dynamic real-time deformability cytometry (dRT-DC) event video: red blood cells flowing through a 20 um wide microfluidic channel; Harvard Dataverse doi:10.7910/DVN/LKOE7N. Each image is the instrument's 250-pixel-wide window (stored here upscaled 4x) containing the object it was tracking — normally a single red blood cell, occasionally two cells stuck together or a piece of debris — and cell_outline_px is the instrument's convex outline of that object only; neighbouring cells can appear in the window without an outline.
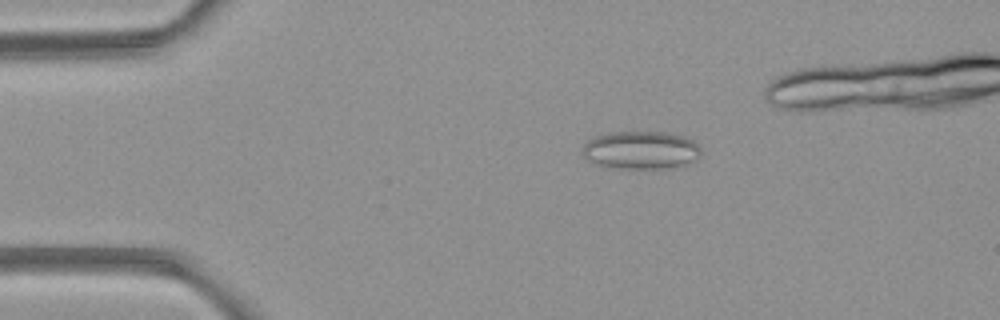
{"species": "common noctule bat (a hibernating species)", "species_latin": "Nyctalus noctula", "temperature_condition": "room temperature", "stored_images_in_passage": 5, "camera_frame_rate_fps": 3000, "um_per_image_px": 0.085, "animal": {"sex": "female", "body_mass_g": 21.9}, "frame": {"image": 1, "passage_image": 2, "time_ms": 1.0, "image_size_px": [1000, 320], "cell_outline_px": [[700, 156], [692, 160], [680, 164], [664, 168], [620, 168], [600, 164], [588, 160], [580, 152], [584, 144], [588, 140], [596, 136], [612, 132], [660, 132], [684, 136], [692, 140], [700, 148]], "centroid_in_image_um": [54.43, 12.74], "position_along_channel_um": 30.6, "area_um2": 25.66}}